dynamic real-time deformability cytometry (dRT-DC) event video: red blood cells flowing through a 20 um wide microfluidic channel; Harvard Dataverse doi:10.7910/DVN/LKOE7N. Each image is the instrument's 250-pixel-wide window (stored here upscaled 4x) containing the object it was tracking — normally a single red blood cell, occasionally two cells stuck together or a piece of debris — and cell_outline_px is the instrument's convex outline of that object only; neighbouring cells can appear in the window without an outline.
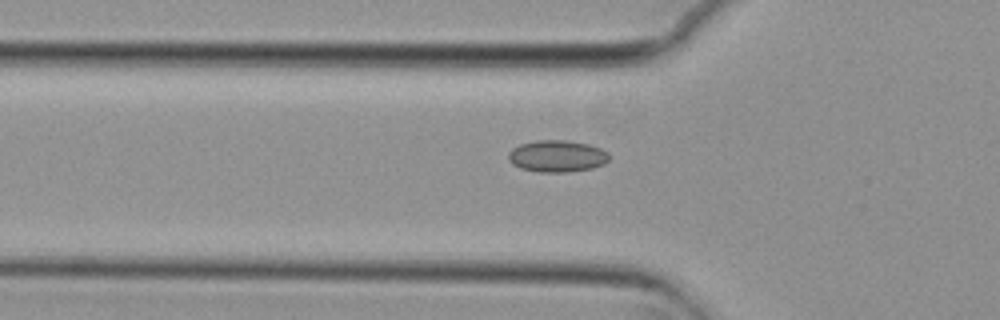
{"species": "common noctule bat (a hibernating species)", "species_latin": "Nyctalus noctula", "temperature_condition": "cold", "stored_images_in_passage": 51, "camera_frame_rate_fps": 3000, "um_per_image_px": 0.085, "animal": {"sex": "female", "body_mass_g": 29.2, "forearm_length_mm": 56.3}, "frame": {"image": 1, "passage_image": 18, "time_ms": 5.667, "image_size_px": [1000, 320], "cell_outline_px": [[608, 160], [604, 164], [592, 168], [568, 172], [540, 172], [520, 168], [512, 164], [508, 160], [508, 152], [512, 148], [520, 144], [536, 140], [564, 140], [588, 144], [600, 148], [608, 152]], "centroid_in_image_um": [47.32, 13.27], "position_along_channel_um": 78.5, "area_um2": 18.73}}
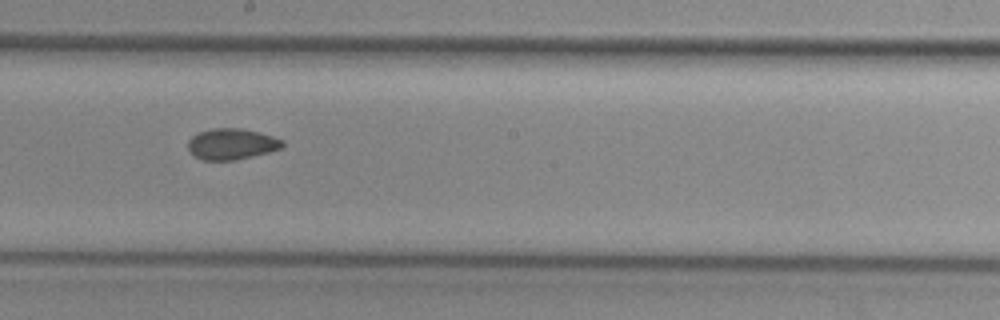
{"frame": {"image": 2, "passage_image": 30, "time_ms": 9.667, "image_size_px": [1000, 320], "cell_outline_px": [[284, 144], [280, 148], [268, 152], [236, 160], [204, 160], [196, 156], [188, 148], [188, 140], [192, 136], [200, 132], [212, 128], [244, 128], [260, 132], [284, 140]], "centroid_in_image_um": [19.71, 12.23], "position_along_channel_um": 228.5, "area_um2": 16.99}}
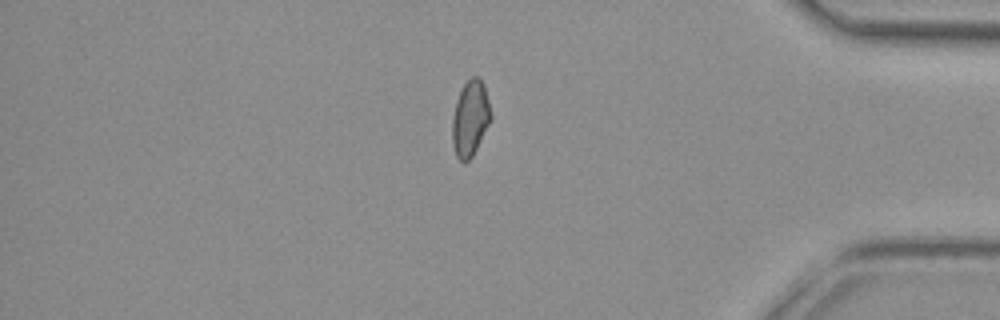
{"frame": {"image": 3, "passage_image": 46, "time_ms": 15.0, "image_size_px": [1000, 320], "cell_outline_px": [[492, 120], [472, 156], [464, 164], [456, 156], [452, 144], [452, 116], [456, 100], [464, 84], [472, 76], [476, 76], [484, 84], [492, 116]], "centroid_in_image_um": [39.97, 10.08], "position_along_channel_um": 395.2, "area_um2": 17.11}}